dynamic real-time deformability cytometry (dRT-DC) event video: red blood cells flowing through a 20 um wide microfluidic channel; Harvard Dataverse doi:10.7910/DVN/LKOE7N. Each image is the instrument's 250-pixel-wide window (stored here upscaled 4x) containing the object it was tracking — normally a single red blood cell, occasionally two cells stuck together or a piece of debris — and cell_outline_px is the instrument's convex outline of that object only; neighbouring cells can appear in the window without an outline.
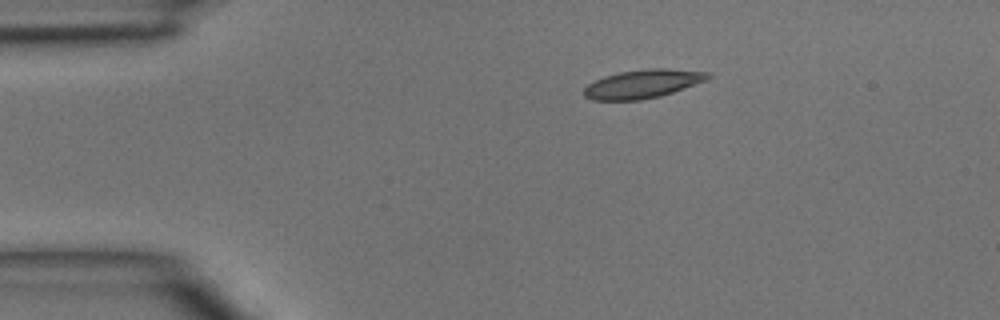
{"species": "common noctule bat (a hibernating species)", "species_latin": "Nyctalus noctula", "temperature_condition": "room temperature", "stored_images_in_passage": 39, "camera_frame_rate_fps": 3000, "um_per_image_px": 0.085, "animal": {"sex": "male", "body_mass_g": 15.6}, "frame": {"image": 1, "passage_image": 1, "time_ms": 0.0, "image_size_px": [1000, 320], "cell_outline_px": [[712, 76], [708, 80], [660, 96], [640, 100], [592, 100], [584, 96], [584, 88], [588, 84], [604, 76], [620, 72], [648, 68], [668, 68], [708, 72]], "centroid_in_image_um": [54.65, 7.12], "position_along_channel_um": 30.4, "area_um2": 20.63}}
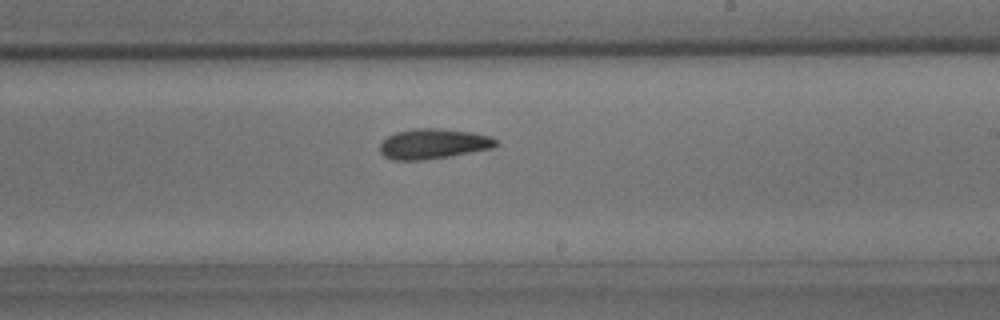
{"frame": {"image": 2, "passage_image": 20, "time_ms": 6.333, "image_size_px": [1000, 320], "cell_outline_px": [[500, 144], [492, 148], [448, 156], [424, 160], [392, 160], [384, 156], [380, 152], [380, 144], [388, 136], [396, 132], [416, 128], [440, 128], [472, 132], [488, 136], [496, 140]], "centroid_in_image_um": [36.81, 12.22], "position_along_channel_um": 252.2, "area_um2": 20.29}}
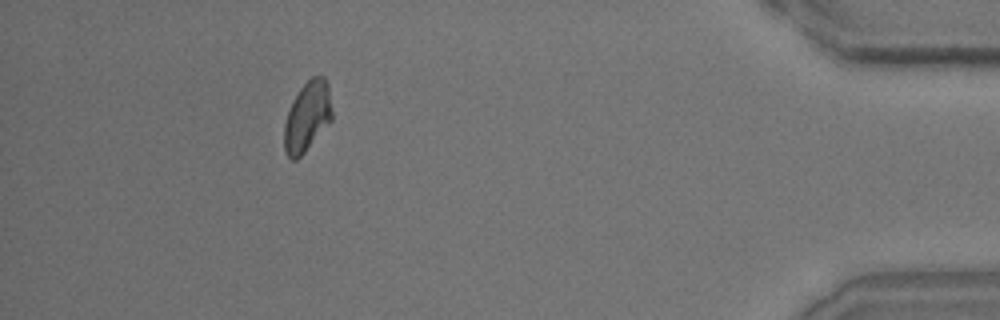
{"frame": {"image": 3, "passage_image": 35, "time_ms": 11.333, "image_size_px": [1000, 320], "cell_outline_px": [[332, 120], [304, 152], [296, 160], [292, 160], [284, 152], [284, 124], [288, 112], [300, 88], [312, 76], [324, 76], [328, 84], [332, 112]], "centroid_in_image_um": [26.12, 9.91], "position_along_channel_um": 409.1, "area_um2": 19.25}}